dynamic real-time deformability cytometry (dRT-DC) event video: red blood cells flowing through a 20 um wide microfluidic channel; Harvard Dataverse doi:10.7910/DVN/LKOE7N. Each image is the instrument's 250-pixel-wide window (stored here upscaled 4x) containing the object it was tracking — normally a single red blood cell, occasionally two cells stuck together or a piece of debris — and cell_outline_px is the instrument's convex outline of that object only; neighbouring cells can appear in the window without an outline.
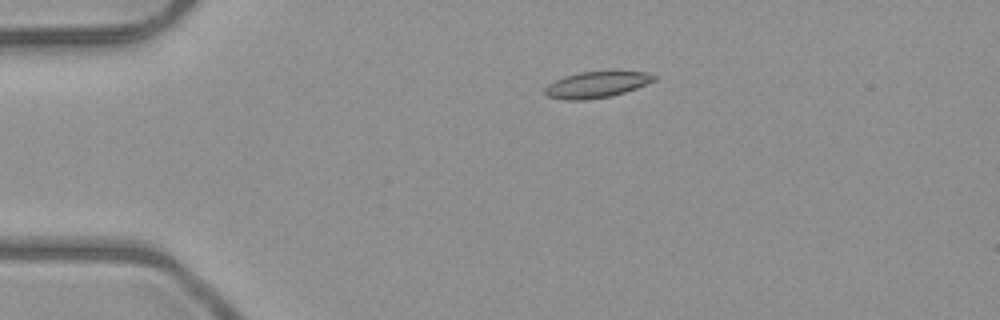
{"species": "common noctule bat (a hibernating species)", "species_latin": "Nyctalus noctula", "temperature_condition": "room temperature", "stored_images_in_passage": 4, "camera_frame_rate_fps": 3000, "um_per_image_px": 0.085, "animal": {"sex": "male", "body_mass_g": 23.1, "forearm_length_mm": 52.7}, "frame": {"image": 1, "passage_image": 3, "time_ms": 2.0, "image_size_px": [1000, 320], "cell_outline_px": [[656, 80], [636, 88], [612, 96], [584, 100], [568, 100], [548, 96], [544, 92], [544, 88], [548, 84], [564, 76], [580, 72], [648, 72], [656, 76]], "centroid_in_image_um": [50.7, 7.2], "position_along_channel_um": 34.3, "area_um2": 16.42}}